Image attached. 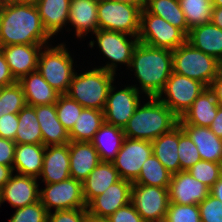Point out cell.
I'll list each match as a JSON object with an SVG mask.
<instances>
[{
    "instance_id": "cell-52",
    "label": "cell",
    "mask_w": 222,
    "mask_h": 222,
    "mask_svg": "<svg viewBox=\"0 0 222 222\" xmlns=\"http://www.w3.org/2000/svg\"><path fill=\"white\" fill-rule=\"evenodd\" d=\"M210 194L222 203V176L214 183L210 189Z\"/></svg>"
},
{
    "instance_id": "cell-20",
    "label": "cell",
    "mask_w": 222,
    "mask_h": 222,
    "mask_svg": "<svg viewBox=\"0 0 222 222\" xmlns=\"http://www.w3.org/2000/svg\"><path fill=\"white\" fill-rule=\"evenodd\" d=\"M70 176L83 182L101 162L98 151L87 141H70Z\"/></svg>"
},
{
    "instance_id": "cell-22",
    "label": "cell",
    "mask_w": 222,
    "mask_h": 222,
    "mask_svg": "<svg viewBox=\"0 0 222 222\" xmlns=\"http://www.w3.org/2000/svg\"><path fill=\"white\" fill-rule=\"evenodd\" d=\"M99 0H70L68 23L76 30L75 34L83 38L89 32L93 34L98 28V7Z\"/></svg>"
},
{
    "instance_id": "cell-34",
    "label": "cell",
    "mask_w": 222,
    "mask_h": 222,
    "mask_svg": "<svg viewBox=\"0 0 222 222\" xmlns=\"http://www.w3.org/2000/svg\"><path fill=\"white\" fill-rule=\"evenodd\" d=\"M146 9L188 35L190 29L187 26L179 0H147Z\"/></svg>"
},
{
    "instance_id": "cell-27",
    "label": "cell",
    "mask_w": 222,
    "mask_h": 222,
    "mask_svg": "<svg viewBox=\"0 0 222 222\" xmlns=\"http://www.w3.org/2000/svg\"><path fill=\"white\" fill-rule=\"evenodd\" d=\"M45 148L43 144H16L13 172L41 178Z\"/></svg>"
},
{
    "instance_id": "cell-58",
    "label": "cell",
    "mask_w": 222,
    "mask_h": 222,
    "mask_svg": "<svg viewBox=\"0 0 222 222\" xmlns=\"http://www.w3.org/2000/svg\"><path fill=\"white\" fill-rule=\"evenodd\" d=\"M39 1L41 0H25V2L29 4H37Z\"/></svg>"
},
{
    "instance_id": "cell-44",
    "label": "cell",
    "mask_w": 222,
    "mask_h": 222,
    "mask_svg": "<svg viewBox=\"0 0 222 222\" xmlns=\"http://www.w3.org/2000/svg\"><path fill=\"white\" fill-rule=\"evenodd\" d=\"M87 208L58 210L48 213L47 222H88Z\"/></svg>"
},
{
    "instance_id": "cell-16",
    "label": "cell",
    "mask_w": 222,
    "mask_h": 222,
    "mask_svg": "<svg viewBox=\"0 0 222 222\" xmlns=\"http://www.w3.org/2000/svg\"><path fill=\"white\" fill-rule=\"evenodd\" d=\"M170 203L199 205L210 194V189L190 175L188 171L172 174L168 186Z\"/></svg>"
},
{
    "instance_id": "cell-50",
    "label": "cell",
    "mask_w": 222,
    "mask_h": 222,
    "mask_svg": "<svg viewBox=\"0 0 222 222\" xmlns=\"http://www.w3.org/2000/svg\"><path fill=\"white\" fill-rule=\"evenodd\" d=\"M211 131L219 138H222V107L218 106L217 115L210 125Z\"/></svg>"
},
{
    "instance_id": "cell-4",
    "label": "cell",
    "mask_w": 222,
    "mask_h": 222,
    "mask_svg": "<svg viewBox=\"0 0 222 222\" xmlns=\"http://www.w3.org/2000/svg\"><path fill=\"white\" fill-rule=\"evenodd\" d=\"M77 74L75 72L65 94L84 108L103 111L115 74L99 67Z\"/></svg>"
},
{
    "instance_id": "cell-18",
    "label": "cell",
    "mask_w": 222,
    "mask_h": 222,
    "mask_svg": "<svg viewBox=\"0 0 222 222\" xmlns=\"http://www.w3.org/2000/svg\"><path fill=\"white\" fill-rule=\"evenodd\" d=\"M45 45L48 44H16L1 47L0 50L17 81L37 70L39 53Z\"/></svg>"
},
{
    "instance_id": "cell-36",
    "label": "cell",
    "mask_w": 222,
    "mask_h": 222,
    "mask_svg": "<svg viewBox=\"0 0 222 222\" xmlns=\"http://www.w3.org/2000/svg\"><path fill=\"white\" fill-rule=\"evenodd\" d=\"M179 3L189 29L211 22V0H179Z\"/></svg>"
},
{
    "instance_id": "cell-33",
    "label": "cell",
    "mask_w": 222,
    "mask_h": 222,
    "mask_svg": "<svg viewBox=\"0 0 222 222\" xmlns=\"http://www.w3.org/2000/svg\"><path fill=\"white\" fill-rule=\"evenodd\" d=\"M16 144H43L42 132L36 117L35 108L26 105L18 113Z\"/></svg>"
},
{
    "instance_id": "cell-37",
    "label": "cell",
    "mask_w": 222,
    "mask_h": 222,
    "mask_svg": "<svg viewBox=\"0 0 222 222\" xmlns=\"http://www.w3.org/2000/svg\"><path fill=\"white\" fill-rule=\"evenodd\" d=\"M27 105L23 88L16 83L4 86L0 92V117L7 114H18Z\"/></svg>"
},
{
    "instance_id": "cell-57",
    "label": "cell",
    "mask_w": 222,
    "mask_h": 222,
    "mask_svg": "<svg viewBox=\"0 0 222 222\" xmlns=\"http://www.w3.org/2000/svg\"><path fill=\"white\" fill-rule=\"evenodd\" d=\"M88 222H109L107 219H95L90 217Z\"/></svg>"
},
{
    "instance_id": "cell-5",
    "label": "cell",
    "mask_w": 222,
    "mask_h": 222,
    "mask_svg": "<svg viewBox=\"0 0 222 222\" xmlns=\"http://www.w3.org/2000/svg\"><path fill=\"white\" fill-rule=\"evenodd\" d=\"M173 72L203 83L207 88L222 69L221 62L185 42L172 51Z\"/></svg>"
},
{
    "instance_id": "cell-32",
    "label": "cell",
    "mask_w": 222,
    "mask_h": 222,
    "mask_svg": "<svg viewBox=\"0 0 222 222\" xmlns=\"http://www.w3.org/2000/svg\"><path fill=\"white\" fill-rule=\"evenodd\" d=\"M104 122L103 111L83 108L72 130L69 132L70 141L90 142Z\"/></svg>"
},
{
    "instance_id": "cell-14",
    "label": "cell",
    "mask_w": 222,
    "mask_h": 222,
    "mask_svg": "<svg viewBox=\"0 0 222 222\" xmlns=\"http://www.w3.org/2000/svg\"><path fill=\"white\" fill-rule=\"evenodd\" d=\"M113 84L109 88L106 105L103 110L104 121L119 128H124L128 120L133 116L140 102L136 85L125 86L124 89L115 91ZM140 92V93H139Z\"/></svg>"
},
{
    "instance_id": "cell-51",
    "label": "cell",
    "mask_w": 222,
    "mask_h": 222,
    "mask_svg": "<svg viewBox=\"0 0 222 222\" xmlns=\"http://www.w3.org/2000/svg\"><path fill=\"white\" fill-rule=\"evenodd\" d=\"M12 174H13V169L11 167L0 164V189L10 179Z\"/></svg>"
},
{
    "instance_id": "cell-1",
    "label": "cell",
    "mask_w": 222,
    "mask_h": 222,
    "mask_svg": "<svg viewBox=\"0 0 222 222\" xmlns=\"http://www.w3.org/2000/svg\"><path fill=\"white\" fill-rule=\"evenodd\" d=\"M50 38L36 4H0L1 47L16 44H48Z\"/></svg>"
},
{
    "instance_id": "cell-11",
    "label": "cell",
    "mask_w": 222,
    "mask_h": 222,
    "mask_svg": "<svg viewBox=\"0 0 222 222\" xmlns=\"http://www.w3.org/2000/svg\"><path fill=\"white\" fill-rule=\"evenodd\" d=\"M131 203L145 222H164L170 204L168 187L132 184Z\"/></svg>"
},
{
    "instance_id": "cell-10",
    "label": "cell",
    "mask_w": 222,
    "mask_h": 222,
    "mask_svg": "<svg viewBox=\"0 0 222 222\" xmlns=\"http://www.w3.org/2000/svg\"><path fill=\"white\" fill-rule=\"evenodd\" d=\"M99 49L105 58L111 62L100 67L106 71L116 74L117 64H127L129 68L133 51L139 43L138 36H131L127 33L115 32L111 30L98 29L95 33ZM130 37V39L128 38ZM133 38V40H131Z\"/></svg>"
},
{
    "instance_id": "cell-49",
    "label": "cell",
    "mask_w": 222,
    "mask_h": 222,
    "mask_svg": "<svg viewBox=\"0 0 222 222\" xmlns=\"http://www.w3.org/2000/svg\"><path fill=\"white\" fill-rule=\"evenodd\" d=\"M209 88L214 93L218 105L222 107V69L210 84Z\"/></svg>"
},
{
    "instance_id": "cell-19",
    "label": "cell",
    "mask_w": 222,
    "mask_h": 222,
    "mask_svg": "<svg viewBox=\"0 0 222 222\" xmlns=\"http://www.w3.org/2000/svg\"><path fill=\"white\" fill-rule=\"evenodd\" d=\"M40 176L45 184L58 183L71 177L69 143L46 146Z\"/></svg>"
},
{
    "instance_id": "cell-45",
    "label": "cell",
    "mask_w": 222,
    "mask_h": 222,
    "mask_svg": "<svg viewBox=\"0 0 222 222\" xmlns=\"http://www.w3.org/2000/svg\"><path fill=\"white\" fill-rule=\"evenodd\" d=\"M107 220L109 222H145L131 202L119 208Z\"/></svg>"
},
{
    "instance_id": "cell-31",
    "label": "cell",
    "mask_w": 222,
    "mask_h": 222,
    "mask_svg": "<svg viewBox=\"0 0 222 222\" xmlns=\"http://www.w3.org/2000/svg\"><path fill=\"white\" fill-rule=\"evenodd\" d=\"M36 6L43 26L51 37L68 23L70 0H41Z\"/></svg>"
},
{
    "instance_id": "cell-48",
    "label": "cell",
    "mask_w": 222,
    "mask_h": 222,
    "mask_svg": "<svg viewBox=\"0 0 222 222\" xmlns=\"http://www.w3.org/2000/svg\"><path fill=\"white\" fill-rule=\"evenodd\" d=\"M16 82L17 80L12 75L4 54L0 50V87L12 85Z\"/></svg>"
},
{
    "instance_id": "cell-59",
    "label": "cell",
    "mask_w": 222,
    "mask_h": 222,
    "mask_svg": "<svg viewBox=\"0 0 222 222\" xmlns=\"http://www.w3.org/2000/svg\"><path fill=\"white\" fill-rule=\"evenodd\" d=\"M2 204V195H1V189H0V206Z\"/></svg>"
},
{
    "instance_id": "cell-53",
    "label": "cell",
    "mask_w": 222,
    "mask_h": 222,
    "mask_svg": "<svg viewBox=\"0 0 222 222\" xmlns=\"http://www.w3.org/2000/svg\"><path fill=\"white\" fill-rule=\"evenodd\" d=\"M211 22L222 29V7H213Z\"/></svg>"
},
{
    "instance_id": "cell-28",
    "label": "cell",
    "mask_w": 222,
    "mask_h": 222,
    "mask_svg": "<svg viewBox=\"0 0 222 222\" xmlns=\"http://www.w3.org/2000/svg\"><path fill=\"white\" fill-rule=\"evenodd\" d=\"M120 179L119 173L112 162H100L82 182L86 205Z\"/></svg>"
},
{
    "instance_id": "cell-56",
    "label": "cell",
    "mask_w": 222,
    "mask_h": 222,
    "mask_svg": "<svg viewBox=\"0 0 222 222\" xmlns=\"http://www.w3.org/2000/svg\"><path fill=\"white\" fill-rule=\"evenodd\" d=\"M213 7H222V0H211Z\"/></svg>"
},
{
    "instance_id": "cell-54",
    "label": "cell",
    "mask_w": 222,
    "mask_h": 222,
    "mask_svg": "<svg viewBox=\"0 0 222 222\" xmlns=\"http://www.w3.org/2000/svg\"><path fill=\"white\" fill-rule=\"evenodd\" d=\"M114 2L126 3L139 8L143 11L147 6V0H112Z\"/></svg>"
},
{
    "instance_id": "cell-6",
    "label": "cell",
    "mask_w": 222,
    "mask_h": 222,
    "mask_svg": "<svg viewBox=\"0 0 222 222\" xmlns=\"http://www.w3.org/2000/svg\"><path fill=\"white\" fill-rule=\"evenodd\" d=\"M65 45L63 43L55 47L45 45L39 53L37 65L38 72L60 94L67 92L75 74L73 59Z\"/></svg>"
},
{
    "instance_id": "cell-47",
    "label": "cell",
    "mask_w": 222,
    "mask_h": 222,
    "mask_svg": "<svg viewBox=\"0 0 222 222\" xmlns=\"http://www.w3.org/2000/svg\"><path fill=\"white\" fill-rule=\"evenodd\" d=\"M16 143L13 140L0 137V164L13 169Z\"/></svg>"
},
{
    "instance_id": "cell-25",
    "label": "cell",
    "mask_w": 222,
    "mask_h": 222,
    "mask_svg": "<svg viewBox=\"0 0 222 222\" xmlns=\"http://www.w3.org/2000/svg\"><path fill=\"white\" fill-rule=\"evenodd\" d=\"M218 106L214 93L210 88H206L179 118V124L210 127L217 115Z\"/></svg>"
},
{
    "instance_id": "cell-30",
    "label": "cell",
    "mask_w": 222,
    "mask_h": 222,
    "mask_svg": "<svg viewBox=\"0 0 222 222\" xmlns=\"http://www.w3.org/2000/svg\"><path fill=\"white\" fill-rule=\"evenodd\" d=\"M125 134L122 128L104 122L90 141L101 162H112L122 147Z\"/></svg>"
},
{
    "instance_id": "cell-7",
    "label": "cell",
    "mask_w": 222,
    "mask_h": 222,
    "mask_svg": "<svg viewBox=\"0 0 222 222\" xmlns=\"http://www.w3.org/2000/svg\"><path fill=\"white\" fill-rule=\"evenodd\" d=\"M139 42L155 47L175 50L187 41V35L162 17L141 11Z\"/></svg>"
},
{
    "instance_id": "cell-2",
    "label": "cell",
    "mask_w": 222,
    "mask_h": 222,
    "mask_svg": "<svg viewBox=\"0 0 222 222\" xmlns=\"http://www.w3.org/2000/svg\"><path fill=\"white\" fill-rule=\"evenodd\" d=\"M129 68L134 70L147 97H158L173 72L172 50L155 48L141 42L133 51Z\"/></svg>"
},
{
    "instance_id": "cell-13",
    "label": "cell",
    "mask_w": 222,
    "mask_h": 222,
    "mask_svg": "<svg viewBox=\"0 0 222 222\" xmlns=\"http://www.w3.org/2000/svg\"><path fill=\"white\" fill-rule=\"evenodd\" d=\"M153 155L152 142L147 140L124 138L122 147L112 164L121 179L134 183L145 161Z\"/></svg>"
},
{
    "instance_id": "cell-39",
    "label": "cell",
    "mask_w": 222,
    "mask_h": 222,
    "mask_svg": "<svg viewBox=\"0 0 222 222\" xmlns=\"http://www.w3.org/2000/svg\"><path fill=\"white\" fill-rule=\"evenodd\" d=\"M178 154L180 171H188L193 165L201 160L200 154L194 142L179 124Z\"/></svg>"
},
{
    "instance_id": "cell-17",
    "label": "cell",
    "mask_w": 222,
    "mask_h": 222,
    "mask_svg": "<svg viewBox=\"0 0 222 222\" xmlns=\"http://www.w3.org/2000/svg\"><path fill=\"white\" fill-rule=\"evenodd\" d=\"M37 178L12 174L1 188L2 203L8 201L14 208H21L40 201V190Z\"/></svg>"
},
{
    "instance_id": "cell-42",
    "label": "cell",
    "mask_w": 222,
    "mask_h": 222,
    "mask_svg": "<svg viewBox=\"0 0 222 222\" xmlns=\"http://www.w3.org/2000/svg\"><path fill=\"white\" fill-rule=\"evenodd\" d=\"M48 211L42 205L41 201L16 208L15 213L8 222H47Z\"/></svg>"
},
{
    "instance_id": "cell-29",
    "label": "cell",
    "mask_w": 222,
    "mask_h": 222,
    "mask_svg": "<svg viewBox=\"0 0 222 222\" xmlns=\"http://www.w3.org/2000/svg\"><path fill=\"white\" fill-rule=\"evenodd\" d=\"M178 144L179 124L171 131L162 134L152 141L153 155L161 162L171 175L180 172Z\"/></svg>"
},
{
    "instance_id": "cell-46",
    "label": "cell",
    "mask_w": 222,
    "mask_h": 222,
    "mask_svg": "<svg viewBox=\"0 0 222 222\" xmlns=\"http://www.w3.org/2000/svg\"><path fill=\"white\" fill-rule=\"evenodd\" d=\"M18 128V114H7L0 117V137L15 141Z\"/></svg>"
},
{
    "instance_id": "cell-41",
    "label": "cell",
    "mask_w": 222,
    "mask_h": 222,
    "mask_svg": "<svg viewBox=\"0 0 222 222\" xmlns=\"http://www.w3.org/2000/svg\"><path fill=\"white\" fill-rule=\"evenodd\" d=\"M164 222H201L199 206L170 203Z\"/></svg>"
},
{
    "instance_id": "cell-38",
    "label": "cell",
    "mask_w": 222,
    "mask_h": 222,
    "mask_svg": "<svg viewBox=\"0 0 222 222\" xmlns=\"http://www.w3.org/2000/svg\"><path fill=\"white\" fill-rule=\"evenodd\" d=\"M55 107L59 121L69 133L84 107L66 94L59 95Z\"/></svg>"
},
{
    "instance_id": "cell-55",
    "label": "cell",
    "mask_w": 222,
    "mask_h": 222,
    "mask_svg": "<svg viewBox=\"0 0 222 222\" xmlns=\"http://www.w3.org/2000/svg\"><path fill=\"white\" fill-rule=\"evenodd\" d=\"M19 2H25V0H0V4H10Z\"/></svg>"
},
{
    "instance_id": "cell-3",
    "label": "cell",
    "mask_w": 222,
    "mask_h": 222,
    "mask_svg": "<svg viewBox=\"0 0 222 222\" xmlns=\"http://www.w3.org/2000/svg\"><path fill=\"white\" fill-rule=\"evenodd\" d=\"M148 99V102L142 106L138 105L123 128L125 137L152 142L179 124V117L157 97H148Z\"/></svg>"
},
{
    "instance_id": "cell-21",
    "label": "cell",
    "mask_w": 222,
    "mask_h": 222,
    "mask_svg": "<svg viewBox=\"0 0 222 222\" xmlns=\"http://www.w3.org/2000/svg\"><path fill=\"white\" fill-rule=\"evenodd\" d=\"M33 107L42 132L44 146L63 145L70 142L69 133L57 117L55 104Z\"/></svg>"
},
{
    "instance_id": "cell-12",
    "label": "cell",
    "mask_w": 222,
    "mask_h": 222,
    "mask_svg": "<svg viewBox=\"0 0 222 222\" xmlns=\"http://www.w3.org/2000/svg\"><path fill=\"white\" fill-rule=\"evenodd\" d=\"M45 185L44 189H40V201L48 213L53 207L55 211L87 208L81 181L69 177L61 182Z\"/></svg>"
},
{
    "instance_id": "cell-23",
    "label": "cell",
    "mask_w": 222,
    "mask_h": 222,
    "mask_svg": "<svg viewBox=\"0 0 222 222\" xmlns=\"http://www.w3.org/2000/svg\"><path fill=\"white\" fill-rule=\"evenodd\" d=\"M180 125L194 142L202 160L222 164V138L217 137L210 127Z\"/></svg>"
},
{
    "instance_id": "cell-40",
    "label": "cell",
    "mask_w": 222,
    "mask_h": 222,
    "mask_svg": "<svg viewBox=\"0 0 222 222\" xmlns=\"http://www.w3.org/2000/svg\"><path fill=\"white\" fill-rule=\"evenodd\" d=\"M188 172L192 177L211 189L214 183L222 176V164L201 159Z\"/></svg>"
},
{
    "instance_id": "cell-9",
    "label": "cell",
    "mask_w": 222,
    "mask_h": 222,
    "mask_svg": "<svg viewBox=\"0 0 222 222\" xmlns=\"http://www.w3.org/2000/svg\"><path fill=\"white\" fill-rule=\"evenodd\" d=\"M206 88L207 87L203 83L197 80L172 72L169 79L166 81L164 89L157 98L177 117L181 118L191 107L194 100ZM162 95H165V97Z\"/></svg>"
},
{
    "instance_id": "cell-26",
    "label": "cell",
    "mask_w": 222,
    "mask_h": 222,
    "mask_svg": "<svg viewBox=\"0 0 222 222\" xmlns=\"http://www.w3.org/2000/svg\"><path fill=\"white\" fill-rule=\"evenodd\" d=\"M29 106L55 104L60 93L51 87L38 70L30 72L18 81Z\"/></svg>"
},
{
    "instance_id": "cell-35",
    "label": "cell",
    "mask_w": 222,
    "mask_h": 222,
    "mask_svg": "<svg viewBox=\"0 0 222 222\" xmlns=\"http://www.w3.org/2000/svg\"><path fill=\"white\" fill-rule=\"evenodd\" d=\"M171 174L161 164V162L152 155L144 162L137 180L133 184H143L146 186L168 187L171 180Z\"/></svg>"
},
{
    "instance_id": "cell-8",
    "label": "cell",
    "mask_w": 222,
    "mask_h": 222,
    "mask_svg": "<svg viewBox=\"0 0 222 222\" xmlns=\"http://www.w3.org/2000/svg\"><path fill=\"white\" fill-rule=\"evenodd\" d=\"M98 28L139 36L141 10L135 6L99 0L97 7Z\"/></svg>"
},
{
    "instance_id": "cell-15",
    "label": "cell",
    "mask_w": 222,
    "mask_h": 222,
    "mask_svg": "<svg viewBox=\"0 0 222 222\" xmlns=\"http://www.w3.org/2000/svg\"><path fill=\"white\" fill-rule=\"evenodd\" d=\"M132 182L120 179L109 186L104 193L87 204L89 217L107 219L119 208L131 202Z\"/></svg>"
},
{
    "instance_id": "cell-43",
    "label": "cell",
    "mask_w": 222,
    "mask_h": 222,
    "mask_svg": "<svg viewBox=\"0 0 222 222\" xmlns=\"http://www.w3.org/2000/svg\"><path fill=\"white\" fill-rule=\"evenodd\" d=\"M201 222H222V203L208 195L199 205Z\"/></svg>"
},
{
    "instance_id": "cell-24",
    "label": "cell",
    "mask_w": 222,
    "mask_h": 222,
    "mask_svg": "<svg viewBox=\"0 0 222 222\" xmlns=\"http://www.w3.org/2000/svg\"><path fill=\"white\" fill-rule=\"evenodd\" d=\"M187 42L222 63V29L212 22L190 29Z\"/></svg>"
}]
</instances>
